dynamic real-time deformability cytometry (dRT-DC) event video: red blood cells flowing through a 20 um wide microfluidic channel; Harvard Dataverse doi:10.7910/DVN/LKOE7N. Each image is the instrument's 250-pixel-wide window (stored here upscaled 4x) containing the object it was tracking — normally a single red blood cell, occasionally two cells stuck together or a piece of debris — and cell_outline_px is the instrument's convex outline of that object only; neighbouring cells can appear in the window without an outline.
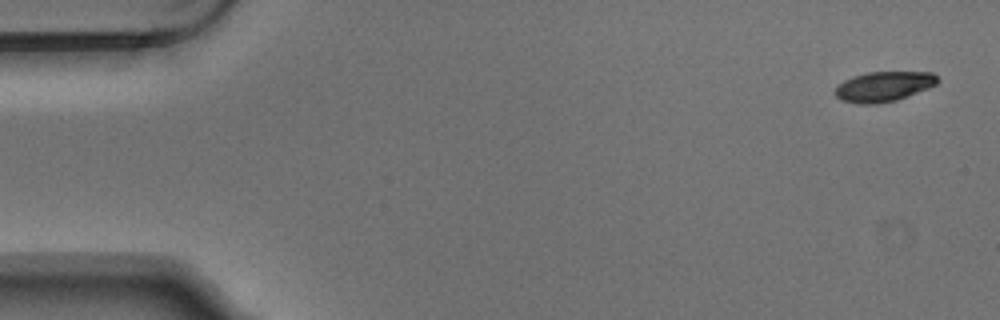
{"species": "Egyptian fruit bat (a non-hibernating species)", "species_latin": "Rousettus aegyptiacus", "temperature_condition": "warm", "stored_images_in_passage": 5, "camera_frame_rate_fps": 3000, "um_per_image_px": 0.085, "animal": {"sex": "male"}, "frame": {"image": 1, "passage_image": 1, "time_ms": 0.0, "image_size_px": [1000, 320], "cell_outline_px": [[940, 80], [936, 84], [928, 88], [896, 100], [876, 104], [860, 104], [840, 100], [836, 96], [836, 84], [852, 76], [868, 72], [932, 72]], "centroid_in_image_um": [75.09, 7.35], "position_along_channel_um": 9.9, "area_um2": 17.92}}
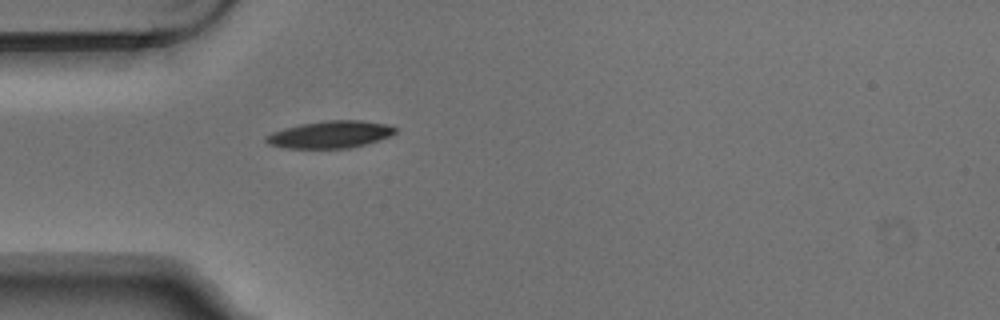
{"frame": {"image": 2, "passage_image": 5, "time_ms": 1.333, "image_size_px": [1000, 320], "cell_outline_px": [[396, 132], [388, 136], [364, 144], [348, 148], [288, 148], [268, 144], [264, 140], [264, 136], [272, 132], [284, 128], [300, 124], [324, 120], [364, 120], [388, 124], [396, 128]], "centroid_in_image_um": [28.03, 11.41], "position_along_channel_um": 57.0, "area_um2": 20.4}}